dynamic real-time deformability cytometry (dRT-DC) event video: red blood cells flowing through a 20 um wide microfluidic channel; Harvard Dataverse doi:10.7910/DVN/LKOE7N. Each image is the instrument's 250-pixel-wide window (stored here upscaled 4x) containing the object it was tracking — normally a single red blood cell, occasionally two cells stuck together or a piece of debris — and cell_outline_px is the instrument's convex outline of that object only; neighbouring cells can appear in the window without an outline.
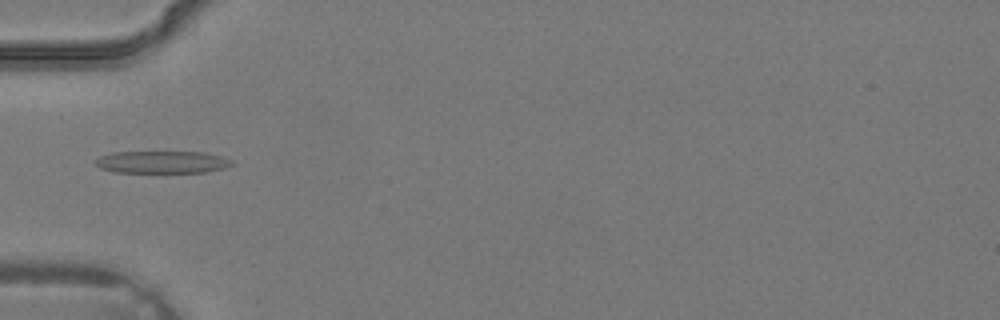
{"species": "common noctule bat (a hibernating species)", "species_latin": "Nyctalus noctula", "temperature_condition": "warm", "stored_images_in_passage": 3, "camera_frame_rate_fps": 3000, "um_per_image_px": 0.085, "animal": {"sex": "male", "body_mass_g": 19.2, "forearm_length_mm": 51.8}, "frame": {"image": 1, "passage_image": 3, "time_ms": 0.667, "image_size_px": [1000, 320], "cell_outline_px": [[236, 164], [224, 168], [204, 172], [112, 172], [100, 168], [96, 164], [96, 156], [112, 152], [204, 152], [220, 156], [232, 160]], "centroid_in_image_um": [13.76, 13.77], "position_along_channel_um": 71.2, "area_um2": 17.8}}